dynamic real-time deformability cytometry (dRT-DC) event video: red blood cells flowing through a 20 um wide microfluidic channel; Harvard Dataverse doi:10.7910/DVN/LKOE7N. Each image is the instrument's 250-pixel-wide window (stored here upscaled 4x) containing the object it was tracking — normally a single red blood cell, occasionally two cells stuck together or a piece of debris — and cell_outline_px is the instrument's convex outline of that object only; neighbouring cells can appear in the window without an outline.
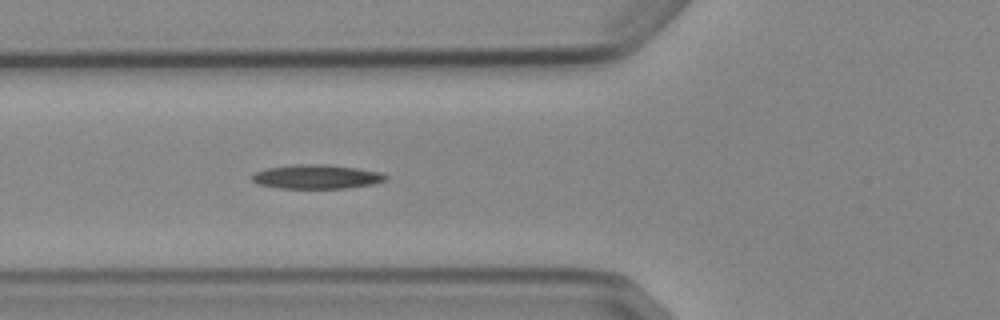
{"species": "Egyptian fruit bat (a non-hibernating species)", "species_latin": "Rousettus aegyptiacus", "temperature_condition": "cold", "stored_images_in_passage": 5, "camera_frame_rate_fps": 3000, "um_per_image_px": 0.085, "animal": {"sex": "female"}, "frame": {"image": 1, "passage_image": 5, "time_ms": 4.667, "image_size_px": [1000, 320], "cell_outline_px": [[388, 176], [384, 180], [372, 184], [344, 188], [276, 188], [256, 184], [252, 180], [252, 176], [256, 172], [264, 168], [296, 164], [324, 164], [356, 168], [380, 172]], "centroid_in_image_um": [26.85, 15.02], "position_along_channel_um": 99.0, "area_um2": 18.73}}